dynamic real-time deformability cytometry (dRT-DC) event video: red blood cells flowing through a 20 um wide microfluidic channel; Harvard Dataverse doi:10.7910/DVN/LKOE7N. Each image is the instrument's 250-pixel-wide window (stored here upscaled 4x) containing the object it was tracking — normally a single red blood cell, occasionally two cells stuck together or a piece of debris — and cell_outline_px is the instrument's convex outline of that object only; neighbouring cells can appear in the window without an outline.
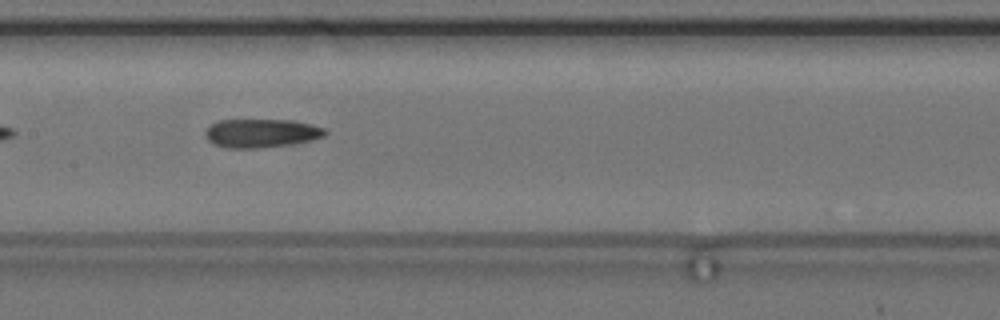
{"species": "common noctule bat (a hibernating species)", "species_latin": "Nyctalus noctula", "temperature_condition": "cold", "stored_images_in_passage": 40, "camera_frame_rate_fps": 3000, "um_per_image_px": 0.085, "animal": {"sex": "female", "body_mass_g": 24.6, "forearm_length_mm": 56.2}, "frame": {"image": 1, "passage_image": 12, "time_ms": 3.667, "image_size_px": [1000, 320], "cell_outline_px": [[328, 132], [324, 136], [308, 140], [288, 144], [260, 148], [228, 148], [212, 144], [204, 136], [204, 132], [216, 120], [288, 120], [328, 128]], "centroid_in_image_um": [22.16, 11.32], "position_along_channel_um": 185.2, "area_um2": 19.88}}
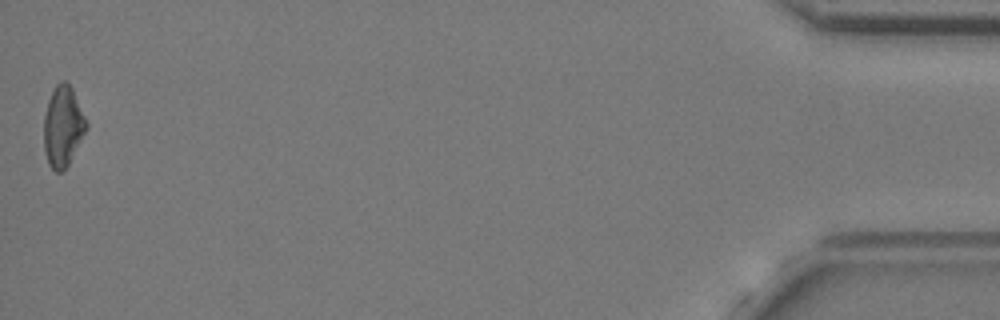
{"frame": {"image": 2, "passage_image": 40, "time_ms": 13.0, "image_size_px": [1000, 320], "cell_outline_px": [[88, 128], [64, 172], [56, 172], [48, 164], [44, 152], [44, 116], [48, 100], [56, 84], [60, 80], [64, 80], [72, 88], [88, 124]], "centroid_in_image_um": [5.34, 10.77], "position_along_channel_um": 429.9, "area_um2": 20.0}, "authors_computed_cell_mechanics": {"area_um2": 19.9988, "velocity_mm_per_s": 3.6512, "shape_relaxation_time_tau1_ms": 9.9186, "shape_relaxation_time_tau2_ms": 3.3782, "deformation_change_tau1": 0.1673, "deformation_change_tau2": 0.1201}}